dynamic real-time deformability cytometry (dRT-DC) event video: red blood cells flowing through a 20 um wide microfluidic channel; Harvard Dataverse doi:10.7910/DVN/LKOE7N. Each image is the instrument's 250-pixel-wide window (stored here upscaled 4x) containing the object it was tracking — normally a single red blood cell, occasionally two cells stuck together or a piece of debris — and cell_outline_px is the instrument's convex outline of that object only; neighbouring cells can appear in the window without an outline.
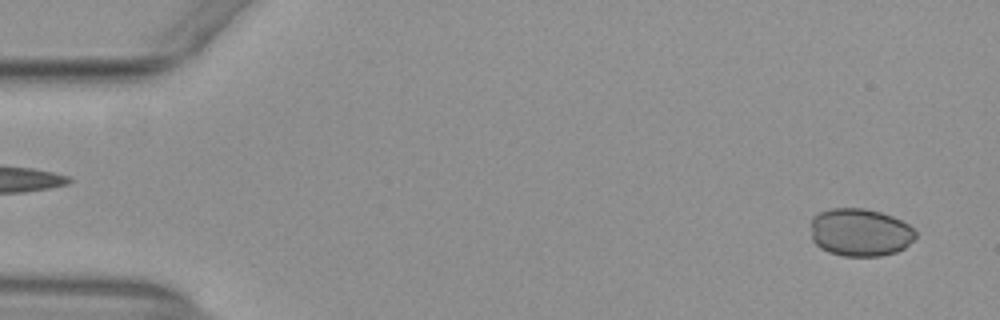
{"species": "common noctule bat (a hibernating species)", "species_latin": "Nyctalus noctula", "temperature_condition": "warm", "stored_images_in_passage": 53, "camera_frame_rate_fps": 3000, "um_per_image_px": 0.085, "animal": {"sex": "female", "body_mass_g": 29.2, "forearm_length_mm": 56.3}, "frame": {"image": 1, "passage_image": 3, "time_ms": 0.667, "image_size_px": [1000, 320], "cell_outline_px": [[916, 236], [904, 248], [896, 252], [880, 256], [844, 256], [828, 252], [820, 248], [812, 240], [812, 216], [820, 212], [832, 208], [864, 208], [880, 212], [892, 216], [908, 224], [916, 232]], "centroid_in_image_um": [73.1, 19.75], "position_along_channel_um": 11.9, "area_um2": 29.19}}
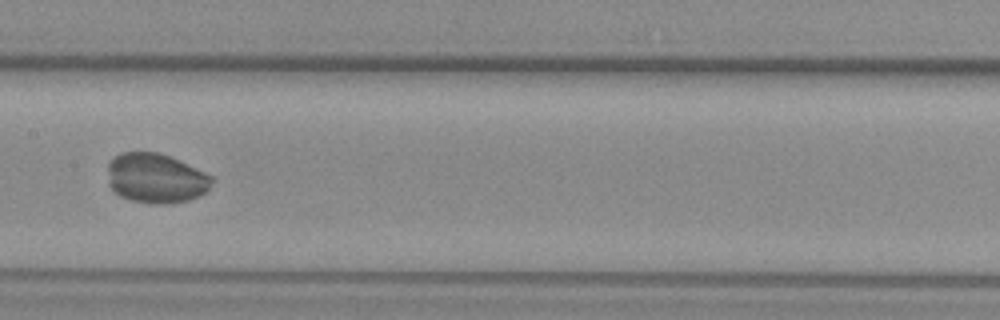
{"frame": {"image": 2, "passage_image": 27, "time_ms": 8.667, "image_size_px": [1000, 320], "cell_outline_px": [[216, 180], [208, 192], [200, 196], [188, 200], [164, 204], [152, 204], [132, 200], [120, 196], [108, 184], [108, 164], [120, 152], [156, 152], [168, 156], [204, 172], [212, 176]], "centroid_in_image_um": [13.28, 15.17], "position_along_channel_um": 194.1, "area_um2": 30.23}}
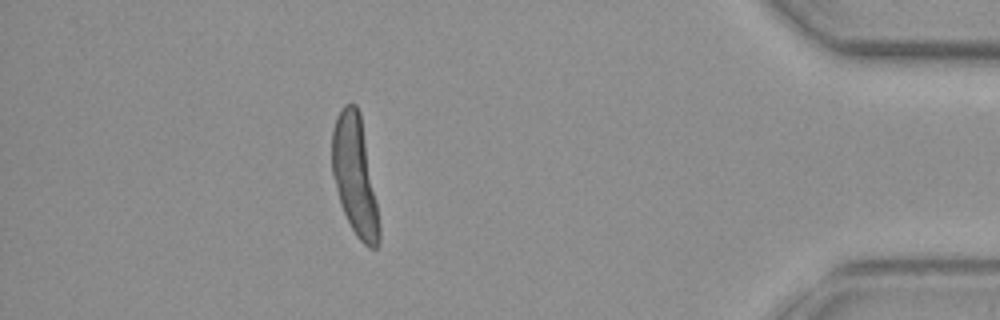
{"frame": {"image": 3, "passage_image": 47, "time_ms": 15.333, "image_size_px": [1000, 320], "cell_outline_px": [[380, 240], [376, 248], [368, 248], [356, 236], [340, 204], [332, 172], [332, 128], [336, 116], [340, 108], [344, 104], [356, 104], [360, 112], [380, 224]], "centroid_in_image_um": [30.15, 14.92], "position_along_channel_um": 405.1, "area_um2": 32.43}}